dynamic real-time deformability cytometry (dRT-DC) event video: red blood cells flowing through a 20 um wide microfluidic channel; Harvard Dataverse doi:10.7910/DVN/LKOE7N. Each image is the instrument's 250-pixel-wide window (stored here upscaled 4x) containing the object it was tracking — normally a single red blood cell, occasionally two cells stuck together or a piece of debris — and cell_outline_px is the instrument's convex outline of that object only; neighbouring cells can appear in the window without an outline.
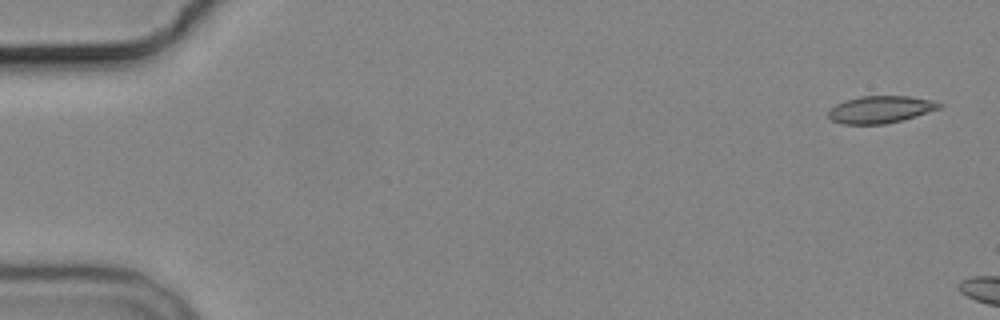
{"species": "common noctule bat (a hibernating species)", "species_latin": "Nyctalus noctula", "temperature_condition": "cold", "stored_images_in_passage": 2, "camera_frame_rate_fps": 3000, "um_per_image_px": 0.085, "animal": {"sex": "male", "body_mass_g": 19.2, "forearm_length_mm": 51.8}, "frame": {"image": 1, "passage_image": 1, "time_ms": 0.0, "image_size_px": [1000, 320], "cell_outline_px": [[944, 104], [940, 108], [900, 120], [884, 124], [844, 124], [832, 120], [828, 116], [828, 112], [836, 104], [844, 100], [860, 96], [912, 96], [932, 100]], "centroid_in_image_um": [74.83, 9.29], "position_along_channel_um": 10.2, "area_um2": 17.4}}